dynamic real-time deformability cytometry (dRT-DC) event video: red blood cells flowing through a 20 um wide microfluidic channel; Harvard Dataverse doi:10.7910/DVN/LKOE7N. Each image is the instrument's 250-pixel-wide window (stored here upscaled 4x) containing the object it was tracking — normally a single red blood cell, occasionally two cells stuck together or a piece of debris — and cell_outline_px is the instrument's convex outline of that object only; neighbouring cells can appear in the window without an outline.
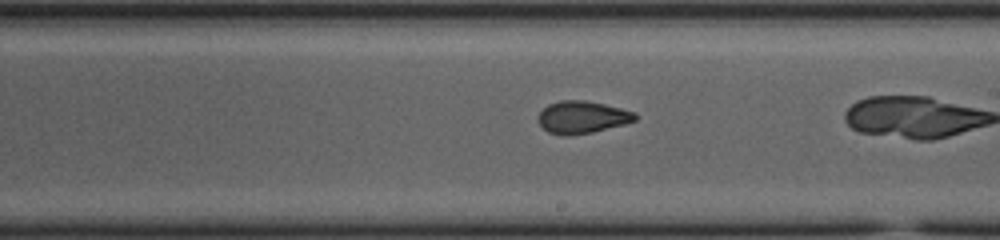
{"species": "common noctule bat (a hibernating species)", "species_latin": "Nyctalus noctula", "temperature_condition": "cold", "stored_images_in_passage": 40, "camera_frame_rate_fps": 3000, "um_per_image_px": 0.085, "animal": {"sex": "female", "body_mass_g": 23.0, "forearm_length_mm": 53.4}, "frame": {"image": 1, "passage_image": 29, "time_ms": 9.333, "image_size_px": [1000, 240], "cell_outline_px": [[636, 120], [624, 124], [592, 132], [568, 136], [564, 136], [548, 132], [536, 120], [536, 116], [548, 104], [560, 100], [584, 100], [604, 104], [636, 112]], "centroid_in_image_um": [49.45, 9.96], "position_along_channel_um": 239.6, "area_um2": 18.32}}